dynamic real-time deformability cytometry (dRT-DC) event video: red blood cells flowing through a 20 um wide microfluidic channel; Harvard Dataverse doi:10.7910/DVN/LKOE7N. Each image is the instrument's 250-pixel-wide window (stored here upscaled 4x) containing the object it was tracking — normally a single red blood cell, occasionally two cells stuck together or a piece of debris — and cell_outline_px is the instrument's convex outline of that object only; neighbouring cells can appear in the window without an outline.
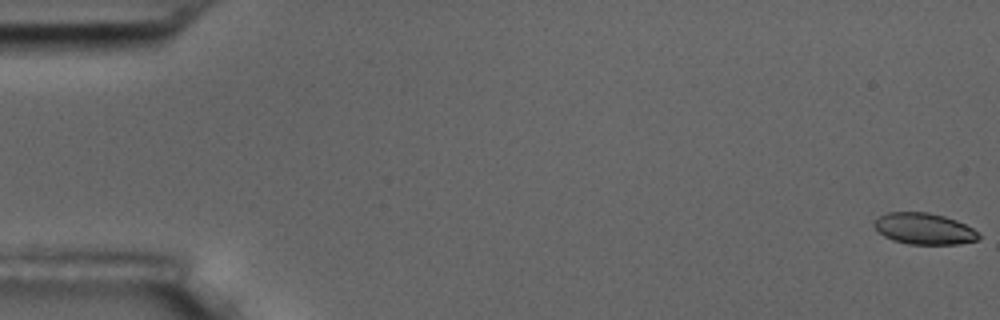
{"species": "common noctule bat (a hibernating species)", "species_latin": "Nyctalus noctula", "temperature_condition": "room temperature", "stored_images_in_passage": 5, "camera_frame_rate_fps": 3000, "um_per_image_px": 0.085, "animal": {"sex": "male", "body_mass_g": 17.5, "forearm_length_mm": 52.3}, "frame": {"image": 1, "passage_image": 1, "time_ms": 0.0, "image_size_px": [1000, 320], "cell_outline_px": [[980, 236], [976, 240], [960, 244], [908, 244], [892, 240], [884, 236], [872, 224], [880, 216], [888, 212], [928, 212], [944, 216], [956, 220], [972, 228]], "centroid_in_image_um": [78.53, 19.44], "position_along_channel_um": 6.5, "area_um2": 18.9}}
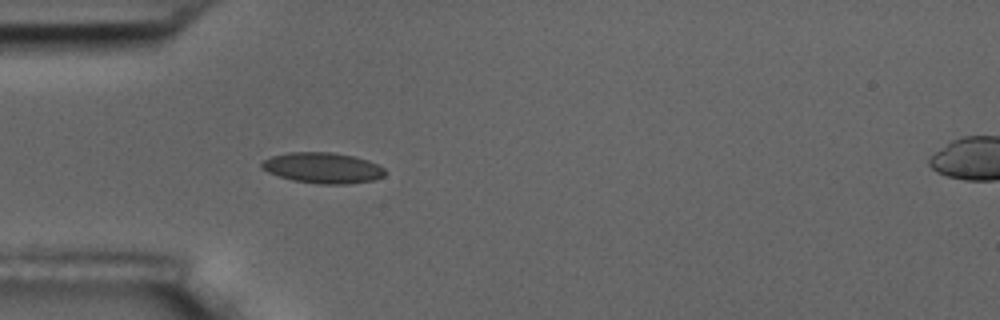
{"frame": {"image": 2, "passage_image": 5, "time_ms": 5.667, "image_size_px": [1000, 320], "cell_outline_px": [[384, 176], [372, 180], [348, 184], [320, 184], [292, 180], [268, 172], [260, 168], [260, 164], [264, 160], [272, 156], [288, 152], [332, 152], [356, 156], [368, 160], [384, 168]], "centroid_in_image_um": [27.42, 14.26], "position_along_channel_um": 57.6, "area_um2": 22.08}}